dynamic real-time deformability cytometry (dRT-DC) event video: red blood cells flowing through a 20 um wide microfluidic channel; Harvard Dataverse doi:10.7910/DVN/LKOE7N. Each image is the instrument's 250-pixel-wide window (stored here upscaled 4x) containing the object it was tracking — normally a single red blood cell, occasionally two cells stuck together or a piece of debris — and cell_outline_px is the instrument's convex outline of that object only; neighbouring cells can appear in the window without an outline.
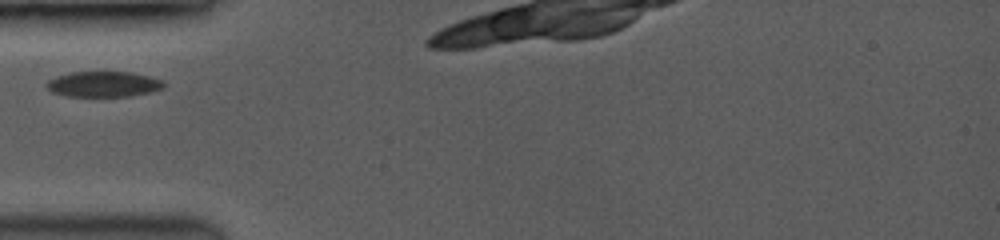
{"species": "common noctule bat (a hibernating species)", "species_latin": "Nyctalus noctula", "temperature_condition": "room temperature", "stored_images_in_passage": 3, "camera_frame_rate_fps": 3500, "um_per_image_px": 0.085, "animal": {"sex": "female", "body_mass_g": 19.0, "forearm_length_mm": 53.3}, "frame": {"image": 1, "passage_image": 1, "time_ms": 0.0, "image_size_px": [1000, 240], "cell_outline_px": [[164, 88], [148, 92], [128, 96], [72, 96], [52, 92], [44, 84], [48, 80], [56, 76], [72, 72], [128, 72], [148, 76], [164, 80]], "centroid_in_image_um": [8.79, 7.14], "position_along_channel_um": 76.2, "area_um2": 17.22}}
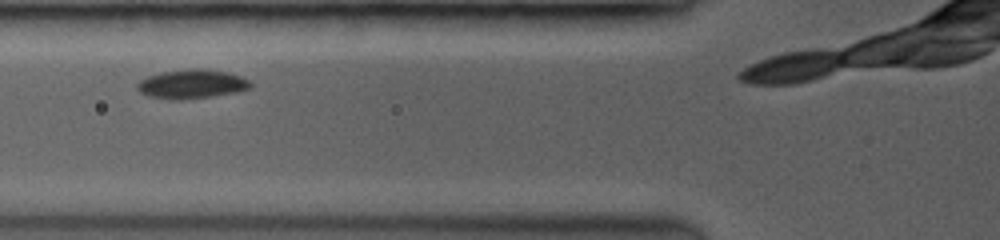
{"frame": {"image": 2, "passage_image": 2, "time_ms": 0.857, "image_size_px": [1000, 240], "cell_outline_px": [[252, 88], [236, 92], [208, 96], [152, 96], [140, 92], [136, 88], [136, 84], [140, 80], [148, 76], [160, 72], [188, 68], [200, 68], [228, 72], [240, 76], [248, 80], [252, 84]], "centroid_in_image_um": [16.35, 7.07], "position_along_channel_um": 109.5, "area_um2": 18.21}}